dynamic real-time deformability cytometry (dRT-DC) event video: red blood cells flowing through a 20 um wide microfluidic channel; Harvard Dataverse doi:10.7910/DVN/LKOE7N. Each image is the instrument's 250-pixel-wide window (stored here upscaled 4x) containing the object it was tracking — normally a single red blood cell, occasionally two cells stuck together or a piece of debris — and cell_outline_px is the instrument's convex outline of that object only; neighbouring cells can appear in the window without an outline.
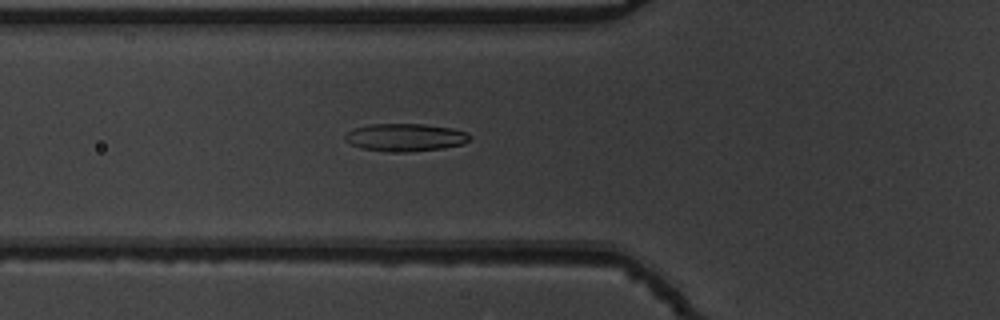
{"species": "common noctule bat (a hibernating species)", "species_latin": "Nyctalus noctula", "temperature_condition": "warm", "stored_images_in_passage": 39, "camera_frame_rate_fps": 3000, "um_per_image_px": 0.085, "animal": {"sex": "male", "body_mass_g": 19.5, "forearm_length_mm": 54.6}, "frame": {"image": 1, "passage_image": 5, "time_ms": 1.333, "image_size_px": [1000, 320], "cell_outline_px": [[472, 136], [464, 144], [440, 148], [404, 152], [360, 148], [344, 140], [344, 136], [348, 132], [356, 128], [372, 124], [424, 124], [452, 128], [468, 132]], "centroid_in_image_um": [34.48, 11.66], "position_along_channel_um": 91.3, "area_um2": 19.83}}
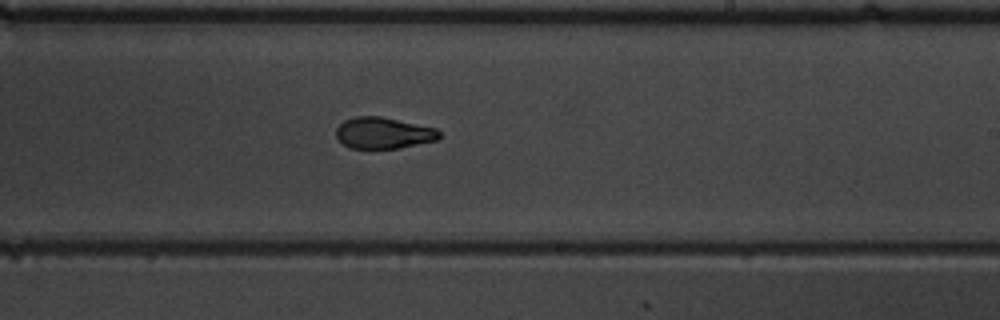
{"frame": {"image": 2, "passage_image": 18, "time_ms": 5.667, "image_size_px": [1000, 320], "cell_outline_px": [[440, 136], [436, 140], [400, 148], [348, 148], [336, 136], [336, 128], [344, 120], [356, 116], [380, 116], [436, 128], [440, 132]], "centroid_in_image_um": [32.58, 11.3], "position_along_channel_um": 256.4, "area_um2": 18.73}}
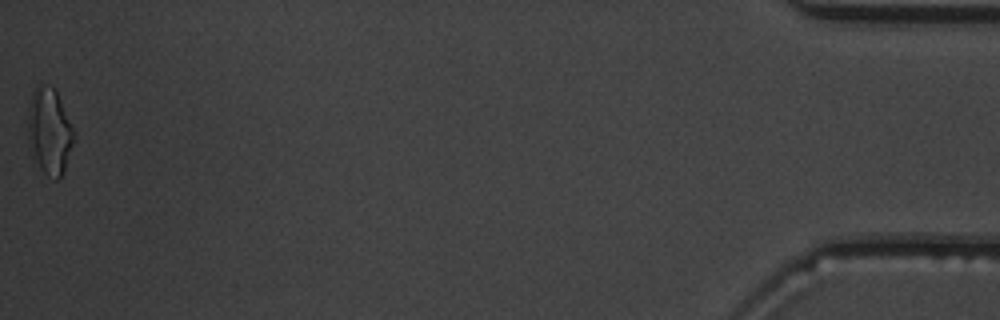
{"frame": {"image": 3, "passage_image": 39, "time_ms": 12.667, "image_size_px": [1000, 320], "cell_outline_px": [[76, 140], [64, 172], [56, 180], [52, 180], [44, 172], [36, 156], [28, 136], [28, 108], [32, 92], [40, 80], [56, 88], [76, 132]], "centroid_in_image_um": [4.27, 11.05], "position_along_channel_um": 430.9, "area_um2": 23.52}, "authors_computed_cell_mechanics": {"area_um2": 19.4208, "velocity_mm_per_s": 3.8096, "shape_relaxation_time_tau1_ms": 7.1018, "shape_relaxation_time_tau2_ms": 1.8785, "deformation_change_tau1": 0.208, "deformation_change_tau2": 0.0842}}